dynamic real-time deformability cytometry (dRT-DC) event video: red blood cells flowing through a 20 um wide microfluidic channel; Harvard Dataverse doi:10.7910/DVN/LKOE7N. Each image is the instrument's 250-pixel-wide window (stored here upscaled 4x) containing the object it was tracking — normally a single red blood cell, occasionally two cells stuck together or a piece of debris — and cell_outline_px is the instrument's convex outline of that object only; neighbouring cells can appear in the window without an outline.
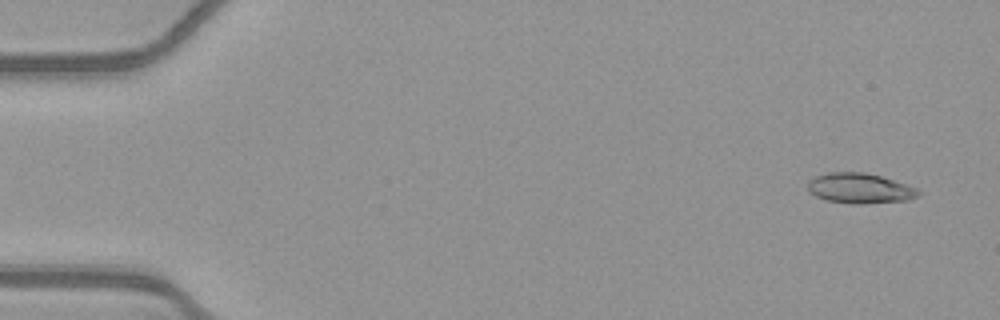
{"species": "common noctule bat (a hibernating species)", "species_latin": "Nyctalus noctula", "temperature_condition": "warm", "stored_images_in_passage": 52, "camera_frame_rate_fps": 3000, "um_per_image_px": 0.085, "animal": {"sex": "female", "body_mass_g": 21.9}, "frame": {"image": 1, "passage_image": 2, "time_ms": 0.333, "image_size_px": [1000, 320], "cell_outline_px": [[920, 192], [916, 196], [908, 200], [860, 204], [852, 204], [824, 200], [808, 192], [808, 180], [816, 176], [828, 172], [864, 172], [880, 176], [916, 188]], "centroid_in_image_um": [73.02, 16.01], "position_along_channel_um": 12.0, "area_um2": 19.36}}
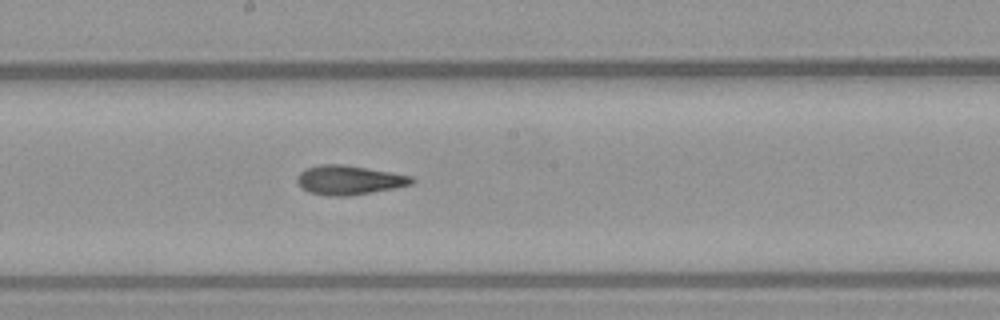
{"frame": {"image": 2, "passage_image": 28, "time_ms": 9.0, "image_size_px": [1000, 320], "cell_outline_px": [[416, 180], [412, 184], [396, 188], [348, 196], [328, 196], [308, 192], [296, 180], [296, 176], [300, 172], [308, 168], [320, 164], [344, 164], [392, 172], [412, 176]], "centroid_in_image_um": [29.7, 15.3], "position_along_channel_um": 218.5, "area_um2": 19.59}}
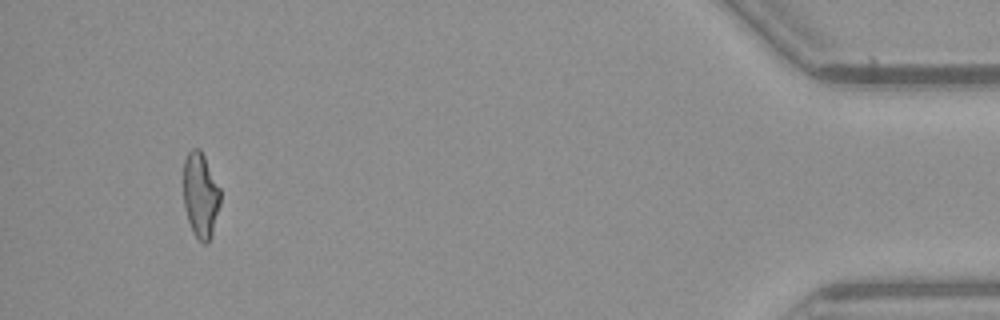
{"frame": {"image": 3, "passage_image": 49, "time_ms": 16.0, "image_size_px": [1000, 320], "cell_outline_px": [[220, 204], [212, 236], [208, 244], [204, 244], [192, 232], [184, 208], [184, 160], [188, 152], [192, 148], [200, 148], [220, 188]], "centroid_in_image_um": [17.05, 16.61], "position_along_channel_um": 418.2, "area_um2": 18.38}, "authors_computed_cell_mechanics": {"area_um2": 19.1318, "velocity_mm_per_s": 3.9212, "shape_relaxation_time_tau1_ms": null, "shape_relaxation_time_tau2_ms": 3.2579, "deformation_change_tau1": null, "deformation_change_tau2": 0.1254}}